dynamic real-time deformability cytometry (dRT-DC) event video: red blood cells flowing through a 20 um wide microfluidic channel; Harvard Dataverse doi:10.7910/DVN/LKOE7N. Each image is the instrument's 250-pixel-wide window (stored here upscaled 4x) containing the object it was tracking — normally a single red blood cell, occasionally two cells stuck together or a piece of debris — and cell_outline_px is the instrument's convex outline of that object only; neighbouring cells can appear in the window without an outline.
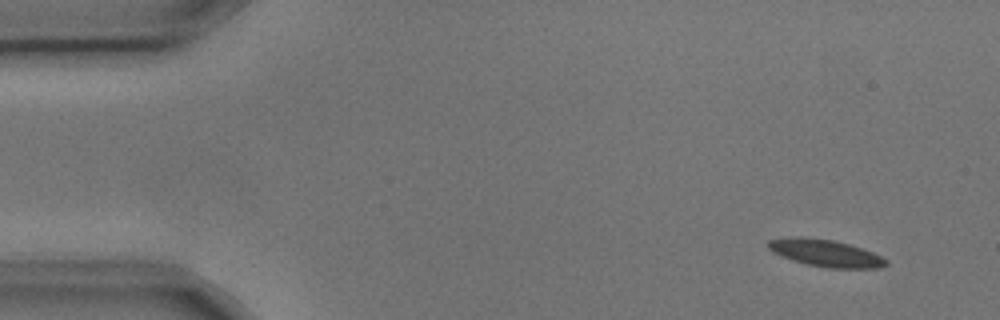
{"species": "common noctule bat (a hibernating species)", "species_latin": "Nyctalus noctula", "temperature_condition": "cold", "stored_images_in_passage": 5, "camera_frame_rate_fps": 3000, "um_per_image_px": 0.085, "animal": {"sex": "male", "body_mass_g": 17.9, "forearm_length_mm": 54.2}, "frame": {"image": 1, "passage_image": 1, "time_ms": 0.0, "image_size_px": [1000, 320], "cell_outline_px": [[888, 264], [880, 268], [828, 268], [808, 264], [792, 260], [780, 256], [772, 252], [768, 248], [768, 240], [792, 236], [804, 236], [832, 240], [848, 244], [872, 252], [888, 260]], "centroid_in_image_um": [70.14, 21.51], "position_along_channel_um": 14.9, "area_um2": 18.61}}
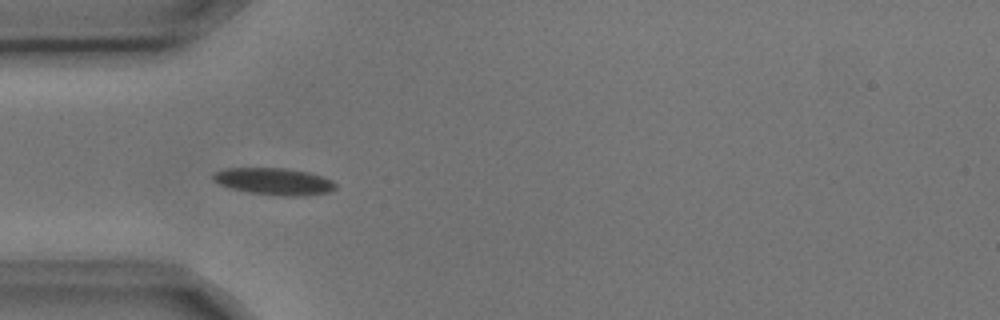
{"frame": {"image": 2, "passage_image": 4, "time_ms": 1.0, "image_size_px": [1000, 320], "cell_outline_px": [[336, 188], [328, 192], [300, 196], [280, 196], [252, 192], [232, 188], [220, 184], [212, 180], [212, 176], [216, 172], [228, 168], [288, 168], [308, 172], [332, 180], [336, 184]], "centroid_in_image_um": [23.31, 15.41], "position_along_channel_um": 61.7, "area_um2": 18.96}}